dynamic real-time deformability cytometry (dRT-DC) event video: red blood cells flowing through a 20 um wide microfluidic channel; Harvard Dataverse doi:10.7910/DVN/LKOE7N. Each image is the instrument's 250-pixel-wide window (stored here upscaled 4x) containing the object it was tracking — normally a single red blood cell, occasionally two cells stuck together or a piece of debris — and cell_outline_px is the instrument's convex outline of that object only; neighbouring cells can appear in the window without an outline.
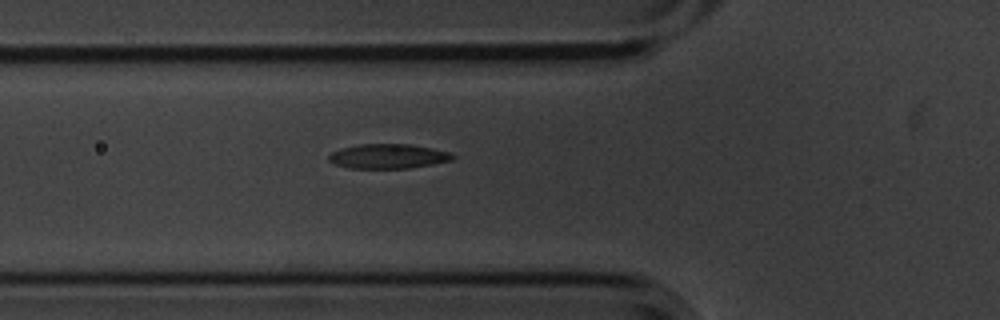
{"species": "common noctule bat (a hibernating species)", "species_latin": "Nyctalus noctula", "temperature_condition": "cold", "stored_images_in_passage": 6, "camera_frame_rate_fps": 3000, "um_per_image_px": 0.085, "animal": {"sex": "male", "body_mass_g": 20.1, "forearm_length_mm": 53.5}, "frame": {"image": 1, "passage_image": 6, "time_ms": 1.667, "image_size_px": [1000, 320], "cell_outline_px": [[456, 156], [452, 160], [432, 164], [408, 168], [348, 168], [336, 164], [328, 160], [328, 156], [332, 152], [340, 148], [356, 144], [408, 144], [432, 148], [448, 152]], "centroid_in_image_um": [32.96, 13.27], "position_along_channel_um": 92.8, "area_um2": 17.69}}